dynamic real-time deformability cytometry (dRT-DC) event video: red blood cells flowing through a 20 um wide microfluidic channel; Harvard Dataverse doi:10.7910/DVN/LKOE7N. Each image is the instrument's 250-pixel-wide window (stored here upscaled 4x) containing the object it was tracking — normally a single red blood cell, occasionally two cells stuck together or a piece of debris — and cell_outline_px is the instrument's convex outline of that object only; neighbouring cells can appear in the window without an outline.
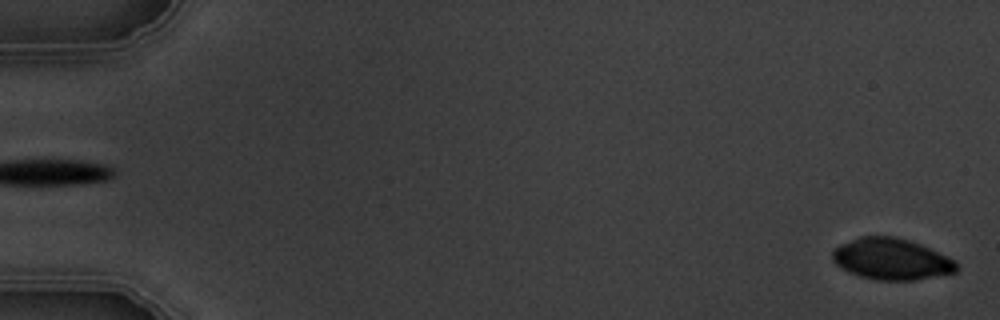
{"species": "common noctule bat (a hibernating species)", "species_latin": "Nyctalus noctula", "temperature_condition": "warm", "stored_images_in_passage": 2, "segment_of_instrument_passage": [2, 2], "camera_frame_rate_fps": 3000, "um_per_image_px": 0.085, "animal": {"sex": "male", "body_mass_g": 19.5, "forearm_length_mm": 54.6}, "frame": {"image": 1, "passage_image": 2, "time_ms": 1.333, "image_size_px": [1000, 320], "cell_outline_px": [[960, 268], [956, 272], [916, 280], [876, 280], [860, 276], [848, 272], [836, 264], [832, 260], [832, 252], [840, 244], [860, 236], [896, 236], [920, 244], [948, 256], [956, 260]], "centroid_in_image_um": [75.8, 22.02], "position_along_channel_um": 9.2, "area_um2": 30.06}}